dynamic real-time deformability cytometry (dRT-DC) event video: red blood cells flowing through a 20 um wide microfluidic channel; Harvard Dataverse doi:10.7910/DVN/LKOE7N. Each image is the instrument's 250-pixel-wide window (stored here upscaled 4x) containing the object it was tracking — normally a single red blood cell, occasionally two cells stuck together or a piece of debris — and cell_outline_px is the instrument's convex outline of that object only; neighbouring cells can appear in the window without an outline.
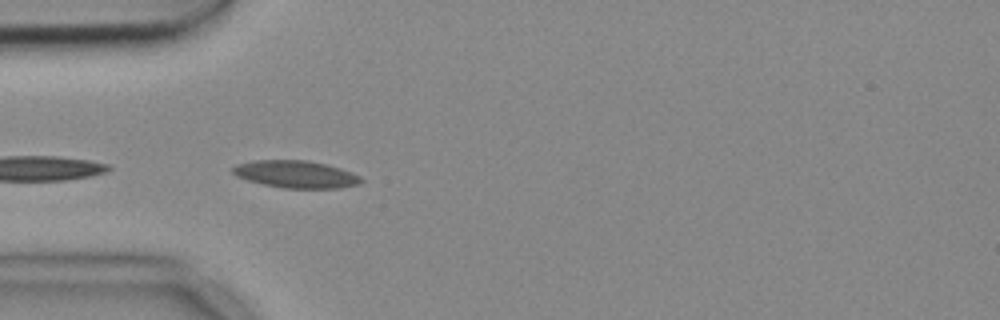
{"species": "common noctule bat (a hibernating species)", "species_latin": "Nyctalus noctula", "temperature_condition": "cold", "stored_images_in_passage": 5, "camera_frame_rate_fps": 3000, "um_per_image_px": 0.085, "animal": {"sex": "female", "body_mass_g": 18.4}, "frame": {"image": 1, "passage_image": 2, "time_ms": 0.333, "image_size_px": [1000, 320], "cell_outline_px": [[364, 180], [360, 184], [340, 188], [284, 188], [264, 184], [248, 180], [236, 176], [232, 172], [232, 168], [236, 164], [252, 160], [304, 160], [324, 164], [340, 168], [360, 176]], "centroid_in_image_um": [25.14, 14.81], "position_along_channel_um": 59.9, "area_um2": 20.35}}